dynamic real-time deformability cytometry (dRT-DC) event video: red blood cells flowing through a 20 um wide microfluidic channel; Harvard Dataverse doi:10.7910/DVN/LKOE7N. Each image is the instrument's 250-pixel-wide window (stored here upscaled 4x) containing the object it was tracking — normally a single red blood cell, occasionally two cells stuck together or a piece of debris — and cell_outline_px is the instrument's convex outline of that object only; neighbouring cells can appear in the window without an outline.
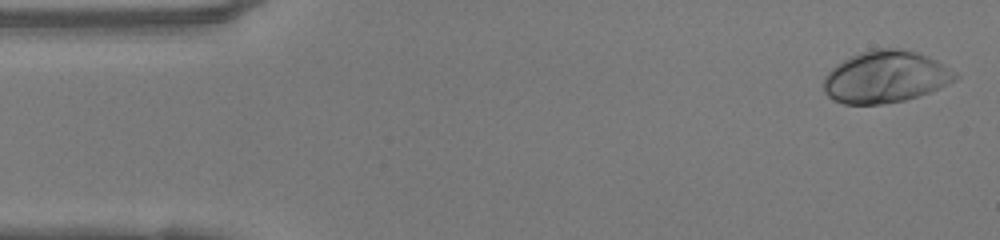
{"species": "human", "species_latin": "Homo sapiens", "temperature_condition": "warm", "stored_images_in_passage": 47, "camera_frame_rate_fps": 3000, "um_per_image_px": 0.085, "donor": {"sex": "female"}, "frame": {"image": 1, "passage_image": 1, "time_ms": 0.0, "image_size_px": [1000, 240], "cell_outline_px": [[960, 76], [956, 80], [940, 88], [904, 100], [880, 104], [844, 104], [832, 100], [824, 92], [824, 76], [836, 64], [860, 52], [872, 48], [900, 48], [916, 52], [928, 56], [944, 64], [956, 72]], "centroid_in_image_um": [75.27, 6.53], "position_along_channel_um": 9.7, "area_um2": 39.94}}
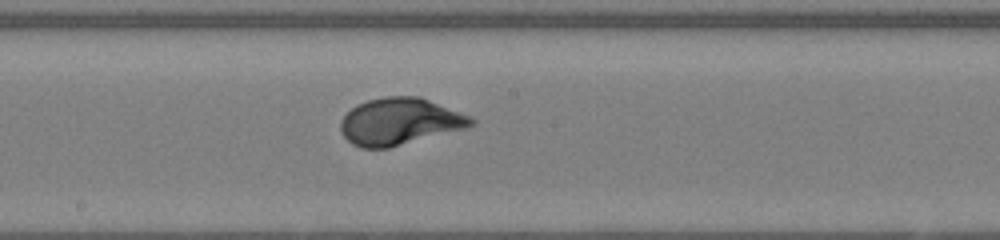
{"frame": {"image": 2, "passage_image": 24, "time_ms": 7.667, "image_size_px": [1000, 240], "cell_outline_px": [[476, 124], [468, 128], [388, 148], [360, 148], [352, 144], [340, 132], [340, 120], [356, 104], [368, 100], [384, 96], [420, 96], [468, 116], [476, 120]], "centroid_in_image_um": [33.96, 10.33], "position_along_channel_um": 214.2, "area_um2": 35.72}}
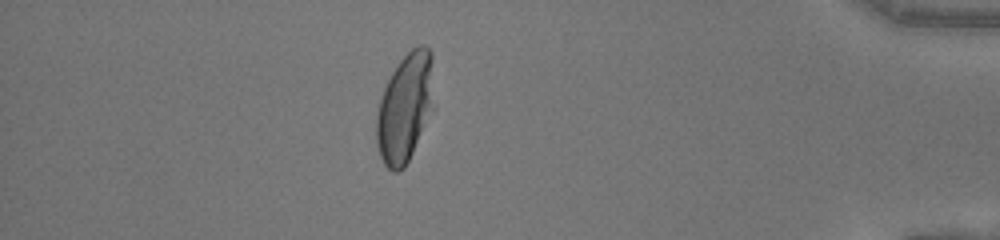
{"frame": {"image": 3, "passage_image": 41, "time_ms": 13.333, "image_size_px": [1000, 240], "cell_outline_px": [[436, 108], [404, 168], [396, 172], [392, 172], [384, 164], [380, 156], [376, 144], [376, 112], [380, 96], [392, 72], [400, 60], [412, 48], [420, 44], [424, 44], [432, 52]], "centroid_in_image_um": [34.47, 9.14], "position_along_channel_um": 400.7, "area_um2": 37.57}, "authors_computed_cell_mechanics": {"area_um2": 35.4314, "velocity_mm_per_s": 4.1727, "shape_relaxation_time_tau1_ms": 3.1191, "shape_relaxation_time_tau2_ms": null, "deformation_change_tau1": 0.21, "deformation_change_tau2": null}}